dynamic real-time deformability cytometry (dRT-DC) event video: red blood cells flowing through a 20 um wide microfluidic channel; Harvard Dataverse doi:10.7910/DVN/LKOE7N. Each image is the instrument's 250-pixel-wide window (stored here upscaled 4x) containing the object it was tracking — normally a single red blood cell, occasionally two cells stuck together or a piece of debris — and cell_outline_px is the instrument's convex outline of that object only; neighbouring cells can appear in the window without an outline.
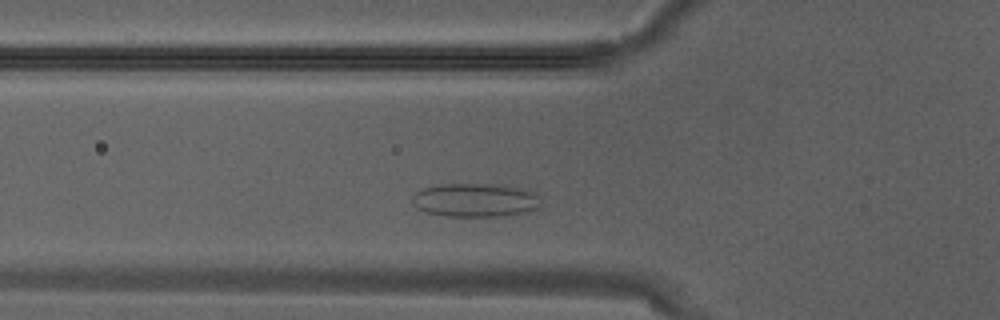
{"species": "Egyptian fruit bat (a non-hibernating species)", "species_latin": "Rousettus aegyptiacus", "temperature_condition": "warm", "stored_images_in_passage": 5, "camera_frame_rate_fps": 3000, "um_per_image_px": 0.085, "animal": {"sex": "male"}, "frame": {"image": 1, "passage_image": 5, "time_ms": 1.333, "image_size_px": [1000, 320], "cell_outline_px": [[544, 208], [524, 212], [500, 216], [448, 216], [428, 212], [416, 208], [412, 204], [412, 196], [420, 188], [440, 184], [492, 184], [524, 188], [536, 192]], "centroid_in_image_um": [40.43, 17.0], "position_along_channel_um": 85.4, "area_um2": 25.55}}